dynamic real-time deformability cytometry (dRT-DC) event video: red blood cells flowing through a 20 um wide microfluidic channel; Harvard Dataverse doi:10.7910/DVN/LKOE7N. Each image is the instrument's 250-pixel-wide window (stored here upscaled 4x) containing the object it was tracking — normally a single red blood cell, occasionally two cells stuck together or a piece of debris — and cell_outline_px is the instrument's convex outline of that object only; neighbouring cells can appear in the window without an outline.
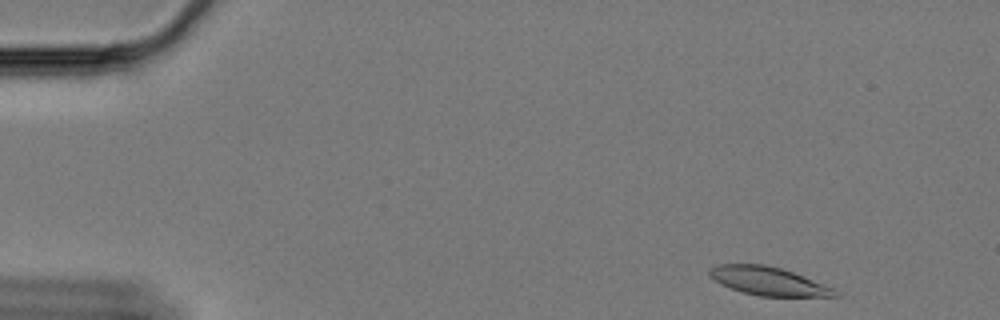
{"species": "Egyptian fruit bat (a non-hibernating species)", "species_latin": "Rousettus aegyptiacus", "temperature_condition": "cold", "stored_images_in_passage": 8, "camera_frame_rate_fps": 3000, "um_per_image_px": 0.085, "animal": {"sex": "female"}, "frame": {"image": 1, "passage_image": 2, "time_ms": 0.333, "image_size_px": [1000, 320], "cell_outline_px": [[840, 296], [760, 296], [744, 292], [720, 284], [708, 272], [716, 264], [764, 264], [780, 268], [804, 276], [836, 288], [840, 292]], "centroid_in_image_um": [65.38, 23.89], "position_along_channel_um": 19.6, "area_um2": 20.58}}